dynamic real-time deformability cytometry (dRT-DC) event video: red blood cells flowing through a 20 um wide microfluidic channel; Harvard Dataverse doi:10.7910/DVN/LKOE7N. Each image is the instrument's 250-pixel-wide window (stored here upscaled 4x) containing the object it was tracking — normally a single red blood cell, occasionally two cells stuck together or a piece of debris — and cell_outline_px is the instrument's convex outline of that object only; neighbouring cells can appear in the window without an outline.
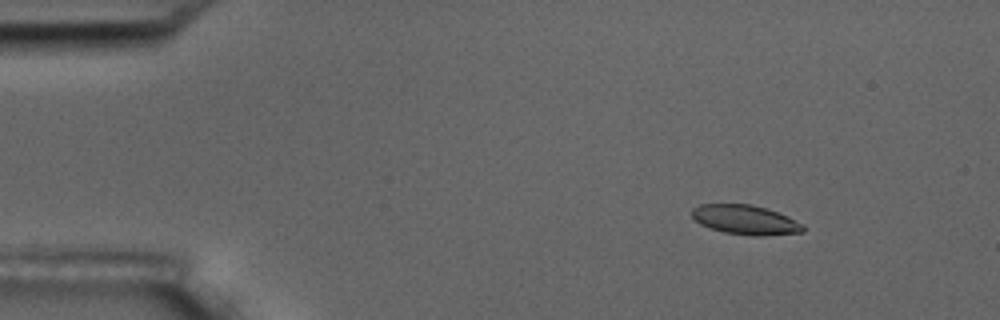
{"species": "common noctule bat (a hibernating species)", "species_latin": "Nyctalus noctula", "temperature_condition": "room temperature", "stored_images_in_passage": 8, "camera_frame_rate_fps": 3000, "um_per_image_px": 0.085, "animal": {"sex": "male", "body_mass_g": 17.5, "forearm_length_mm": 52.3}, "frame": {"image": 1, "passage_image": 2, "time_ms": 1.0, "image_size_px": [1000, 320], "cell_outline_px": [[804, 232], [764, 236], [752, 236], [724, 232], [700, 224], [692, 216], [692, 208], [700, 204], [752, 204], [788, 216], [804, 224]], "centroid_in_image_um": [63.38, 18.69], "position_along_channel_um": 21.6, "area_um2": 19.07}}
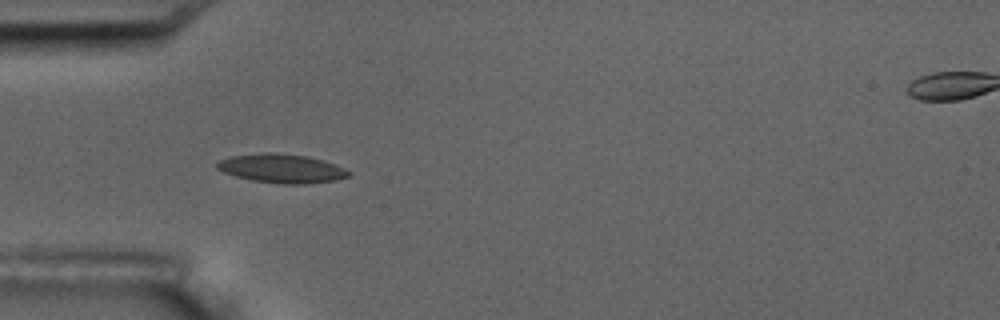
{"frame": {"image": 2, "passage_image": 5, "time_ms": 4.333, "image_size_px": [1000, 320], "cell_outline_px": [[352, 172], [348, 176], [336, 180], [304, 184], [284, 184], [252, 180], [236, 176], [224, 172], [216, 168], [216, 164], [220, 160], [232, 156], [264, 152], [272, 152], [308, 156], [324, 160], [336, 164]], "centroid_in_image_um": [23.97, 14.31], "position_along_channel_um": 61.0, "area_um2": 22.14}}
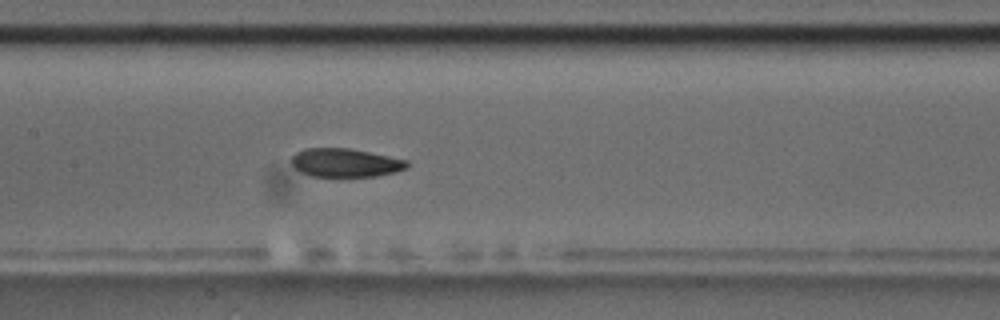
{"frame": {"image": 3, "passage_image": 8, "time_ms": 7.667, "image_size_px": [1000, 320], "cell_outline_px": [[408, 168], [396, 172], [376, 176], [312, 176], [300, 172], [292, 164], [292, 156], [296, 152], [304, 148], [348, 148], [408, 160]], "centroid_in_image_um": [29.36, 13.83], "position_along_channel_um": 178.0, "area_um2": 19.13}}